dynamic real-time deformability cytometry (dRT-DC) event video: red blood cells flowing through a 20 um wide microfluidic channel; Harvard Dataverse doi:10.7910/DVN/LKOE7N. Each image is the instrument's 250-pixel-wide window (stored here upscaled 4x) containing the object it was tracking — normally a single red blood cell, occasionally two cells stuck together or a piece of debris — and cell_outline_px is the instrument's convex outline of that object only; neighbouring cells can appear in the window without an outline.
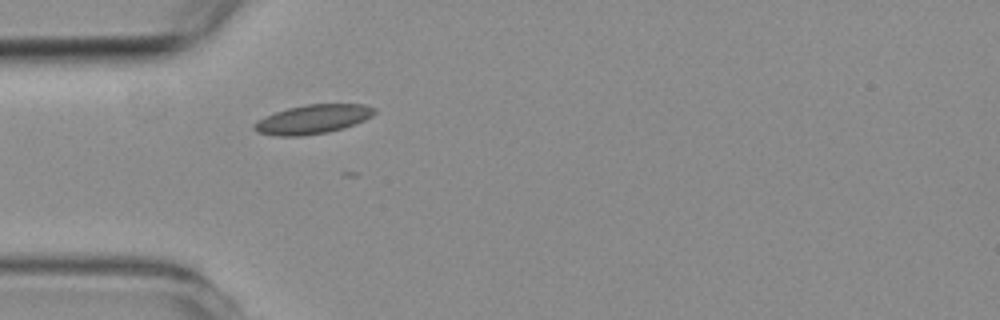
{"species": "common noctule bat (a hibernating species)", "species_latin": "Nyctalus noctula", "temperature_condition": "room temperature", "stored_images_in_passage": 2, "camera_frame_rate_fps": 3000, "um_per_image_px": 0.085, "animal": {"sex": "female", "body_mass_g": 19.3, "forearm_length_mm": 54.1}, "frame": {"image": 1, "passage_image": 2, "time_ms": 1.0, "image_size_px": [1000, 320], "cell_outline_px": [[376, 112], [372, 116], [364, 120], [344, 128], [328, 132], [300, 136], [280, 136], [256, 132], [252, 128], [252, 124], [256, 120], [264, 116], [288, 108], [304, 104], [364, 104], [376, 108]], "centroid_in_image_um": [26.56, 10.13], "position_along_channel_um": 58.4, "area_um2": 20.52}}